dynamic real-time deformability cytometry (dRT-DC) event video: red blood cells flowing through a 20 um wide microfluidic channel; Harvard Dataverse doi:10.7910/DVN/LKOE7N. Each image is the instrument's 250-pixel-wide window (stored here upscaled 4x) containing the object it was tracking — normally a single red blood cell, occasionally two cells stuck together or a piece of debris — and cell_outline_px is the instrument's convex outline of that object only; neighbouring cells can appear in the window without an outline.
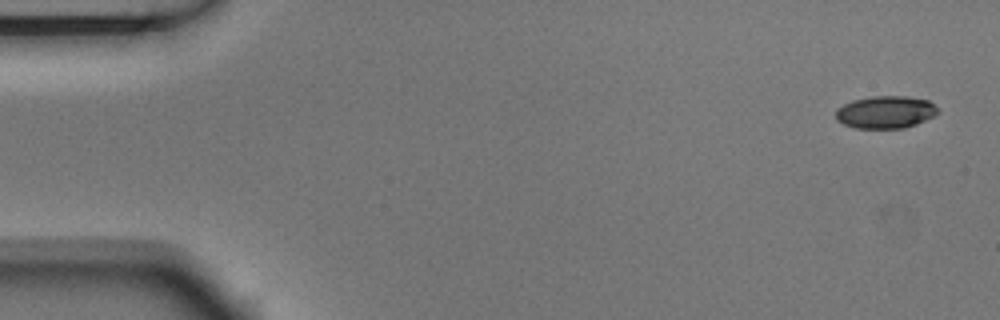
{"species": "Egyptian fruit bat (a non-hibernating species)", "species_latin": "Rousettus aegyptiacus", "temperature_condition": "room temperature", "stored_images_in_passage": 5, "camera_frame_rate_fps": 3000, "um_per_image_px": 0.085, "animal": {"sex": "male"}, "frame": {"image": 1, "passage_image": 1, "time_ms": 0.0, "image_size_px": [1000, 320], "cell_outline_px": [[940, 112], [916, 124], [904, 128], [856, 128], [844, 124], [836, 120], [836, 108], [852, 100], [872, 96], [908, 96], [928, 100]], "centroid_in_image_um": [75.24, 9.52], "position_along_channel_um": 9.8, "area_um2": 19.25}}
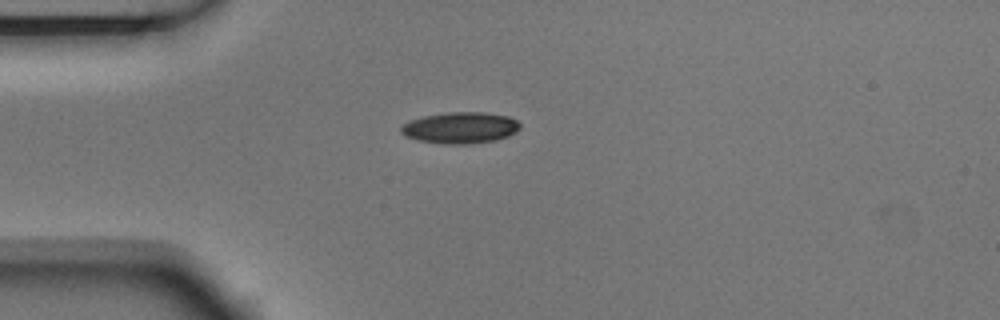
{"frame": {"image": 2, "passage_image": 4, "time_ms": 1.0, "image_size_px": [1000, 320], "cell_outline_px": [[520, 128], [516, 132], [508, 136], [496, 140], [464, 144], [444, 144], [420, 140], [404, 136], [400, 132], [400, 128], [408, 120], [424, 116], [448, 112], [484, 112], [508, 116], [516, 120], [520, 124]], "centroid_in_image_um": [39.12, 10.85], "position_along_channel_um": 45.9, "area_um2": 21.73}}